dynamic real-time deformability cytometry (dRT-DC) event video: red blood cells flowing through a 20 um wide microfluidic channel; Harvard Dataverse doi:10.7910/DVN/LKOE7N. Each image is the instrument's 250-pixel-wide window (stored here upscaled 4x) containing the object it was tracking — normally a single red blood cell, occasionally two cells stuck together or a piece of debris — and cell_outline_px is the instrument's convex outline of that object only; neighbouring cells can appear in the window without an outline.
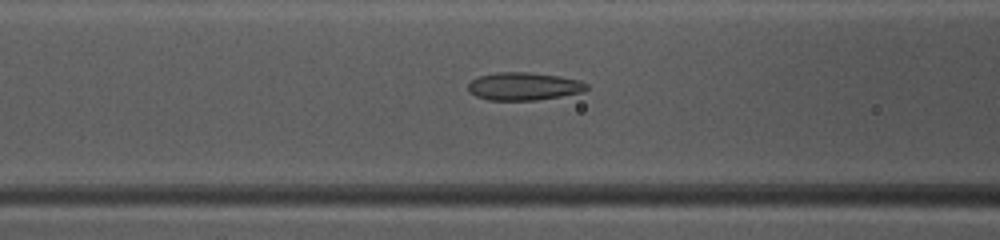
{"species": "common noctule bat (a hibernating species)", "species_latin": "Nyctalus noctula", "temperature_condition": "warm", "stored_images_in_passage": 42, "camera_frame_rate_fps": 3000, "um_per_image_px": 0.085, "animal": {"sex": "female", "body_mass_g": 10.0, "forearm_length_mm": 53.1}, "frame": {"image": 1, "passage_image": 13, "time_ms": 4.0, "image_size_px": [1000, 240], "cell_outline_px": [[588, 88], [580, 92], [560, 96], [536, 100], [488, 100], [476, 96], [468, 88], [468, 84], [472, 80], [480, 76], [500, 72], [528, 72], [560, 76], [580, 80], [588, 84]], "centroid_in_image_um": [44.54, 7.33], "position_along_channel_um": 122.1, "area_um2": 19.02}}
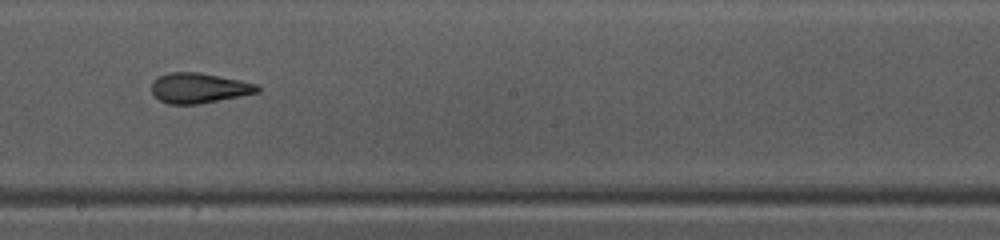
{"frame": {"image": 2, "passage_image": 21, "time_ms": 6.667, "image_size_px": [1000, 240], "cell_outline_px": [[260, 92], [200, 104], [168, 104], [160, 100], [152, 92], [152, 80], [156, 76], [168, 72], [200, 72], [240, 80], [256, 84], [260, 88]], "centroid_in_image_um": [16.89, 7.47], "position_along_channel_um": 231.3, "area_um2": 18.73}}
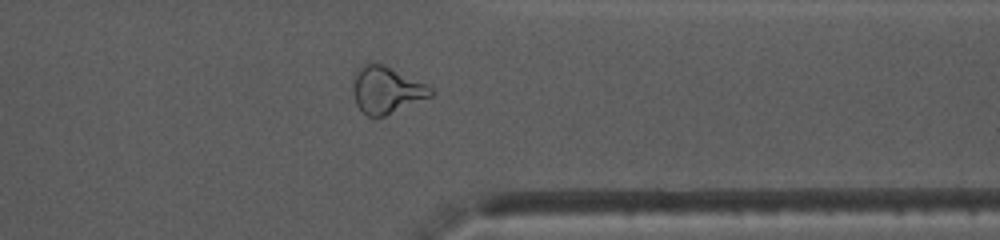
{"frame": {"image": 3, "passage_image": 32, "time_ms": 10.333, "image_size_px": [1000, 240], "cell_outline_px": [[436, 92], [432, 96], [376, 120], [368, 116], [356, 104], [352, 92], [352, 88], [356, 72], [368, 60], [372, 60], [384, 64], [432, 88]], "centroid_in_image_um": [32.82, 7.65], "position_along_channel_um": 378.6, "area_um2": 21.5}, "authors_computed_cell_mechanics": {"area_um2": 19.9121, "velocity_mm_per_s": 4.0957, "shape_relaxation_time_tau1_ms": 5.3766, "shape_relaxation_time_tau2_ms": 1.9381, "deformation_change_tau1": 0.1804, "deformation_change_tau2": 0.1061}}